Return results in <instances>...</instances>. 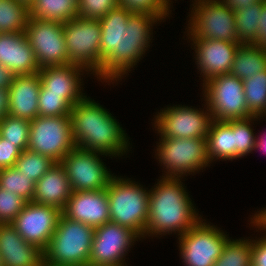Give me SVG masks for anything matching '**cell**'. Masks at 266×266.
<instances>
[{
    "instance_id": "cell-39",
    "label": "cell",
    "mask_w": 266,
    "mask_h": 266,
    "mask_svg": "<svg viewBox=\"0 0 266 266\" xmlns=\"http://www.w3.org/2000/svg\"><path fill=\"white\" fill-rule=\"evenodd\" d=\"M250 226L255 227L256 231L263 230L261 232H265L266 229L259 223H256L252 219L250 220ZM258 229V230H257ZM251 265L252 266H266V232L263 236H260L258 239L252 240V255H251Z\"/></svg>"
},
{
    "instance_id": "cell-35",
    "label": "cell",
    "mask_w": 266,
    "mask_h": 266,
    "mask_svg": "<svg viewBox=\"0 0 266 266\" xmlns=\"http://www.w3.org/2000/svg\"><path fill=\"white\" fill-rule=\"evenodd\" d=\"M171 0H118V7L127 9L132 13H148L156 15L160 20L166 21L171 16Z\"/></svg>"
},
{
    "instance_id": "cell-13",
    "label": "cell",
    "mask_w": 266,
    "mask_h": 266,
    "mask_svg": "<svg viewBox=\"0 0 266 266\" xmlns=\"http://www.w3.org/2000/svg\"><path fill=\"white\" fill-rule=\"evenodd\" d=\"M109 156L75 146L61 161L73 191L107 189L115 176L108 171L101 156Z\"/></svg>"
},
{
    "instance_id": "cell-41",
    "label": "cell",
    "mask_w": 266,
    "mask_h": 266,
    "mask_svg": "<svg viewBox=\"0 0 266 266\" xmlns=\"http://www.w3.org/2000/svg\"><path fill=\"white\" fill-rule=\"evenodd\" d=\"M252 43L266 51V1L263 2V9L258 25V36Z\"/></svg>"
},
{
    "instance_id": "cell-27",
    "label": "cell",
    "mask_w": 266,
    "mask_h": 266,
    "mask_svg": "<svg viewBox=\"0 0 266 266\" xmlns=\"http://www.w3.org/2000/svg\"><path fill=\"white\" fill-rule=\"evenodd\" d=\"M29 8L16 0H0V33L25 32Z\"/></svg>"
},
{
    "instance_id": "cell-30",
    "label": "cell",
    "mask_w": 266,
    "mask_h": 266,
    "mask_svg": "<svg viewBox=\"0 0 266 266\" xmlns=\"http://www.w3.org/2000/svg\"><path fill=\"white\" fill-rule=\"evenodd\" d=\"M243 238H229L213 266H252V240Z\"/></svg>"
},
{
    "instance_id": "cell-25",
    "label": "cell",
    "mask_w": 266,
    "mask_h": 266,
    "mask_svg": "<svg viewBox=\"0 0 266 266\" xmlns=\"http://www.w3.org/2000/svg\"><path fill=\"white\" fill-rule=\"evenodd\" d=\"M265 69L266 51L253 43H241L236 51L230 74L245 80Z\"/></svg>"
},
{
    "instance_id": "cell-17",
    "label": "cell",
    "mask_w": 266,
    "mask_h": 266,
    "mask_svg": "<svg viewBox=\"0 0 266 266\" xmlns=\"http://www.w3.org/2000/svg\"><path fill=\"white\" fill-rule=\"evenodd\" d=\"M194 48V58L202 85L208 80L230 74L236 51L241 43L219 41L214 39H190Z\"/></svg>"
},
{
    "instance_id": "cell-43",
    "label": "cell",
    "mask_w": 266,
    "mask_h": 266,
    "mask_svg": "<svg viewBox=\"0 0 266 266\" xmlns=\"http://www.w3.org/2000/svg\"><path fill=\"white\" fill-rule=\"evenodd\" d=\"M14 74L6 67L0 64V89L8 90L12 83Z\"/></svg>"
},
{
    "instance_id": "cell-32",
    "label": "cell",
    "mask_w": 266,
    "mask_h": 266,
    "mask_svg": "<svg viewBox=\"0 0 266 266\" xmlns=\"http://www.w3.org/2000/svg\"><path fill=\"white\" fill-rule=\"evenodd\" d=\"M56 162L47 156L26 149L22 151L14 167L36 183Z\"/></svg>"
},
{
    "instance_id": "cell-18",
    "label": "cell",
    "mask_w": 266,
    "mask_h": 266,
    "mask_svg": "<svg viewBox=\"0 0 266 266\" xmlns=\"http://www.w3.org/2000/svg\"><path fill=\"white\" fill-rule=\"evenodd\" d=\"M86 72L90 74L84 67L76 64L43 67L38 72L41 82L39 94H62L73 107L85 97L81 77Z\"/></svg>"
},
{
    "instance_id": "cell-37",
    "label": "cell",
    "mask_w": 266,
    "mask_h": 266,
    "mask_svg": "<svg viewBox=\"0 0 266 266\" xmlns=\"http://www.w3.org/2000/svg\"><path fill=\"white\" fill-rule=\"evenodd\" d=\"M118 7V0H78V17L100 20Z\"/></svg>"
},
{
    "instance_id": "cell-26",
    "label": "cell",
    "mask_w": 266,
    "mask_h": 266,
    "mask_svg": "<svg viewBox=\"0 0 266 266\" xmlns=\"http://www.w3.org/2000/svg\"><path fill=\"white\" fill-rule=\"evenodd\" d=\"M78 0H35L29 8L30 17L60 23L78 16Z\"/></svg>"
},
{
    "instance_id": "cell-24",
    "label": "cell",
    "mask_w": 266,
    "mask_h": 266,
    "mask_svg": "<svg viewBox=\"0 0 266 266\" xmlns=\"http://www.w3.org/2000/svg\"><path fill=\"white\" fill-rule=\"evenodd\" d=\"M207 153L212 162L235 159L234 120H212L206 136Z\"/></svg>"
},
{
    "instance_id": "cell-23",
    "label": "cell",
    "mask_w": 266,
    "mask_h": 266,
    "mask_svg": "<svg viewBox=\"0 0 266 266\" xmlns=\"http://www.w3.org/2000/svg\"><path fill=\"white\" fill-rule=\"evenodd\" d=\"M73 192L61 163H55L36 183L32 202L52 205L61 211Z\"/></svg>"
},
{
    "instance_id": "cell-22",
    "label": "cell",
    "mask_w": 266,
    "mask_h": 266,
    "mask_svg": "<svg viewBox=\"0 0 266 266\" xmlns=\"http://www.w3.org/2000/svg\"><path fill=\"white\" fill-rule=\"evenodd\" d=\"M41 88L39 73L14 75L9 91L8 115L34 120L38 116V96Z\"/></svg>"
},
{
    "instance_id": "cell-12",
    "label": "cell",
    "mask_w": 266,
    "mask_h": 266,
    "mask_svg": "<svg viewBox=\"0 0 266 266\" xmlns=\"http://www.w3.org/2000/svg\"><path fill=\"white\" fill-rule=\"evenodd\" d=\"M204 103L205 107L199 110L192 106H167L154 115L152 125L162 138H206L213 119Z\"/></svg>"
},
{
    "instance_id": "cell-15",
    "label": "cell",
    "mask_w": 266,
    "mask_h": 266,
    "mask_svg": "<svg viewBox=\"0 0 266 266\" xmlns=\"http://www.w3.org/2000/svg\"><path fill=\"white\" fill-rule=\"evenodd\" d=\"M140 237L131 229L114 222L96 227L92 241L89 265H124L125 256Z\"/></svg>"
},
{
    "instance_id": "cell-9",
    "label": "cell",
    "mask_w": 266,
    "mask_h": 266,
    "mask_svg": "<svg viewBox=\"0 0 266 266\" xmlns=\"http://www.w3.org/2000/svg\"><path fill=\"white\" fill-rule=\"evenodd\" d=\"M204 101L213 120L248 119L243 80L231 74L216 76L202 86Z\"/></svg>"
},
{
    "instance_id": "cell-14",
    "label": "cell",
    "mask_w": 266,
    "mask_h": 266,
    "mask_svg": "<svg viewBox=\"0 0 266 266\" xmlns=\"http://www.w3.org/2000/svg\"><path fill=\"white\" fill-rule=\"evenodd\" d=\"M25 35L40 69L69 64L63 23L29 17Z\"/></svg>"
},
{
    "instance_id": "cell-21",
    "label": "cell",
    "mask_w": 266,
    "mask_h": 266,
    "mask_svg": "<svg viewBox=\"0 0 266 266\" xmlns=\"http://www.w3.org/2000/svg\"><path fill=\"white\" fill-rule=\"evenodd\" d=\"M0 258L3 266H43V251L26 242L11 223L0 224Z\"/></svg>"
},
{
    "instance_id": "cell-29",
    "label": "cell",
    "mask_w": 266,
    "mask_h": 266,
    "mask_svg": "<svg viewBox=\"0 0 266 266\" xmlns=\"http://www.w3.org/2000/svg\"><path fill=\"white\" fill-rule=\"evenodd\" d=\"M263 2L234 11L236 36L241 43H252L258 36Z\"/></svg>"
},
{
    "instance_id": "cell-38",
    "label": "cell",
    "mask_w": 266,
    "mask_h": 266,
    "mask_svg": "<svg viewBox=\"0 0 266 266\" xmlns=\"http://www.w3.org/2000/svg\"><path fill=\"white\" fill-rule=\"evenodd\" d=\"M27 203L17 194L0 188V224L12 223Z\"/></svg>"
},
{
    "instance_id": "cell-5",
    "label": "cell",
    "mask_w": 266,
    "mask_h": 266,
    "mask_svg": "<svg viewBox=\"0 0 266 266\" xmlns=\"http://www.w3.org/2000/svg\"><path fill=\"white\" fill-rule=\"evenodd\" d=\"M94 230L61 214L56 231L43 251V266L88 265Z\"/></svg>"
},
{
    "instance_id": "cell-3",
    "label": "cell",
    "mask_w": 266,
    "mask_h": 266,
    "mask_svg": "<svg viewBox=\"0 0 266 266\" xmlns=\"http://www.w3.org/2000/svg\"><path fill=\"white\" fill-rule=\"evenodd\" d=\"M103 107L87 96L72 107L70 115L74 143L79 148L119 158L131 149L128 134Z\"/></svg>"
},
{
    "instance_id": "cell-49",
    "label": "cell",
    "mask_w": 266,
    "mask_h": 266,
    "mask_svg": "<svg viewBox=\"0 0 266 266\" xmlns=\"http://www.w3.org/2000/svg\"><path fill=\"white\" fill-rule=\"evenodd\" d=\"M261 225L266 229V219L261 223Z\"/></svg>"
},
{
    "instance_id": "cell-4",
    "label": "cell",
    "mask_w": 266,
    "mask_h": 266,
    "mask_svg": "<svg viewBox=\"0 0 266 266\" xmlns=\"http://www.w3.org/2000/svg\"><path fill=\"white\" fill-rule=\"evenodd\" d=\"M116 176L106 189L110 221L131 229L141 239H145L150 190L131 178Z\"/></svg>"
},
{
    "instance_id": "cell-11",
    "label": "cell",
    "mask_w": 266,
    "mask_h": 266,
    "mask_svg": "<svg viewBox=\"0 0 266 266\" xmlns=\"http://www.w3.org/2000/svg\"><path fill=\"white\" fill-rule=\"evenodd\" d=\"M205 221V222H204ZM179 253L185 266H213L230 238L217 225L201 219L186 233L177 237Z\"/></svg>"
},
{
    "instance_id": "cell-1",
    "label": "cell",
    "mask_w": 266,
    "mask_h": 266,
    "mask_svg": "<svg viewBox=\"0 0 266 266\" xmlns=\"http://www.w3.org/2000/svg\"><path fill=\"white\" fill-rule=\"evenodd\" d=\"M99 21L102 68L94 77L108 85L117 84L145 56L152 43L153 26L162 21L156 15L132 13L122 7L111 10Z\"/></svg>"
},
{
    "instance_id": "cell-7",
    "label": "cell",
    "mask_w": 266,
    "mask_h": 266,
    "mask_svg": "<svg viewBox=\"0 0 266 266\" xmlns=\"http://www.w3.org/2000/svg\"><path fill=\"white\" fill-rule=\"evenodd\" d=\"M190 7L192 10L186 26L188 39L241 43L236 36L234 10L220 0H194Z\"/></svg>"
},
{
    "instance_id": "cell-46",
    "label": "cell",
    "mask_w": 266,
    "mask_h": 266,
    "mask_svg": "<svg viewBox=\"0 0 266 266\" xmlns=\"http://www.w3.org/2000/svg\"><path fill=\"white\" fill-rule=\"evenodd\" d=\"M257 212H256V214L254 213V216L252 215L253 218L251 217L250 219H252L256 223L261 224L266 219V208H263Z\"/></svg>"
},
{
    "instance_id": "cell-48",
    "label": "cell",
    "mask_w": 266,
    "mask_h": 266,
    "mask_svg": "<svg viewBox=\"0 0 266 266\" xmlns=\"http://www.w3.org/2000/svg\"><path fill=\"white\" fill-rule=\"evenodd\" d=\"M86 266H96V265H86ZM106 266H109V265H106ZM110 266H128L127 264H124V265H110Z\"/></svg>"
},
{
    "instance_id": "cell-10",
    "label": "cell",
    "mask_w": 266,
    "mask_h": 266,
    "mask_svg": "<svg viewBox=\"0 0 266 266\" xmlns=\"http://www.w3.org/2000/svg\"><path fill=\"white\" fill-rule=\"evenodd\" d=\"M75 146L71 115L37 116L31 120L28 150L60 163Z\"/></svg>"
},
{
    "instance_id": "cell-36",
    "label": "cell",
    "mask_w": 266,
    "mask_h": 266,
    "mask_svg": "<svg viewBox=\"0 0 266 266\" xmlns=\"http://www.w3.org/2000/svg\"><path fill=\"white\" fill-rule=\"evenodd\" d=\"M72 106L62 94H39L38 116L54 117L70 115Z\"/></svg>"
},
{
    "instance_id": "cell-6",
    "label": "cell",
    "mask_w": 266,
    "mask_h": 266,
    "mask_svg": "<svg viewBox=\"0 0 266 266\" xmlns=\"http://www.w3.org/2000/svg\"><path fill=\"white\" fill-rule=\"evenodd\" d=\"M155 156L164 177H182L209 167L206 138H159Z\"/></svg>"
},
{
    "instance_id": "cell-40",
    "label": "cell",
    "mask_w": 266,
    "mask_h": 266,
    "mask_svg": "<svg viewBox=\"0 0 266 266\" xmlns=\"http://www.w3.org/2000/svg\"><path fill=\"white\" fill-rule=\"evenodd\" d=\"M20 154L21 151L14 144L0 136V169L14 166Z\"/></svg>"
},
{
    "instance_id": "cell-28",
    "label": "cell",
    "mask_w": 266,
    "mask_h": 266,
    "mask_svg": "<svg viewBox=\"0 0 266 266\" xmlns=\"http://www.w3.org/2000/svg\"><path fill=\"white\" fill-rule=\"evenodd\" d=\"M243 90L249 114L252 117H265L266 69L243 80Z\"/></svg>"
},
{
    "instance_id": "cell-47",
    "label": "cell",
    "mask_w": 266,
    "mask_h": 266,
    "mask_svg": "<svg viewBox=\"0 0 266 266\" xmlns=\"http://www.w3.org/2000/svg\"><path fill=\"white\" fill-rule=\"evenodd\" d=\"M16 1L25 4L28 8H30L35 0H16Z\"/></svg>"
},
{
    "instance_id": "cell-19",
    "label": "cell",
    "mask_w": 266,
    "mask_h": 266,
    "mask_svg": "<svg viewBox=\"0 0 266 266\" xmlns=\"http://www.w3.org/2000/svg\"><path fill=\"white\" fill-rule=\"evenodd\" d=\"M62 214L93 228L110 221V209L106 189L73 191Z\"/></svg>"
},
{
    "instance_id": "cell-31",
    "label": "cell",
    "mask_w": 266,
    "mask_h": 266,
    "mask_svg": "<svg viewBox=\"0 0 266 266\" xmlns=\"http://www.w3.org/2000/svg\"><path fill=\"white\" fill-rule=\"evenodd\" d=\"M0 188L31 202L34 197L35 183L12 166L0 169Z\"/></svg>"
},
{
    "instance_id": "cell-42",
    "label": "cell",
    "mask_w": 266,
    "mask_h": 266,
    "mask_svg": "<svg viewBox=\"0 0 266 266\" xmlns=\"http://www.w3.org/2000/svg\"><path fill=\"white\" fill-rule=\"evenodd\" d=\"M224 3L227 7L232 10H238L242 8H247L251 4H258L260 2H265L266 0H220Z\"/></svg>"
},
{
    "instance_id": "cell-34",
    "label": "cell",
    "mask_w": 266,
    "mask_h": 266,
    "mask_svg": "<svg viewBox=\"0 0 266 266\" xmlns=\"http://www.w3.org/2000/svg\"><path fill=\"white\" fill-rule=\"evenodd\" d=\"M263 117L234 120L235 160L253 153L256 136L252 123Z\"/></svg>"
},
{
    "instance_id": "cell-33",
    "label": "cell",
    "mask_w": 266,
    "mask_h": 266,
    "mask_svg": "<svg viewBox=\"0 0 266 266\" xmlns=\"http://www.w3.org/2000/svg\"><path fill=\"white\" fill-rule=\"evenodd\" d=\"M30 120L6 115L0 121V136L14 144L21 152L28 146Z\"/></svg>"
},
{
    "instance_id": "cell-44",
    "label": "cell",
    "mask_w": 266,
    "mask_h": 266,
    "mask_svg": "<svg viewBox=\"0 0 266 266\" xmlns=\"http://www.w3.org/2000/svg\"><path fill=\"white\" fill-rule=\"evenodd\" d=\"M9 109V91L0 89V121L8 115Z\"/></svg>"
},
{
    "instance_id": "cell-45",
    "label": "cell",
    "mask_w": 266,
    "mask_h": 266,
    "mask_svg": "<svg viewBox=\"0 0 266 266\" xmlns=\"http://www.w3.org/2000/svg\"><path fill=\"white\" fill-rule=\"evenodd\" d=\"M262 136L258 135L255 139V146L253 151H256L257 149L260 151L266 152V136L264 133H261Z\"/></svg>"
},
{
    "instance_id": "cell-2",
    "label": "cell",
    "mask_w": 266,
    "mask_h": 266,
    "mask_svg": "<svg viewBox=\"0 0 266 266\" xmlns=\"http://www.w3.org/2000/svg\"><path fill=\"white\" fill-rule=\"evenodd\" d=\"M160 177L154 188H150L145 238L173 233L180 236L202 219L182 182L183 177Z\"/></svg>"
},
{
    "instance_id": "cell-8",
    "label": "cell",
    "mask_w": 266,
    "mask_h": 266,
    "mask_svg": "<svg viewBox=\"0 0 266 266\" xmlns=\"http://www.w3.org/2000/svg\"><path fill=\"white\" fill-rule=\"evenodd\" d=\"M63 31L69 64L84 67L95 76L102 68L100 21L77 16L63 23Z\"/></svg>"
},
{
    "instance_id": "cell-16",
    "label": "cell",
    "mask_w": 266,
    "mask_h": 266,
    "mask_svg": "<svg viewBox=\"0 0 266 266\" xmlns=\"http://www.w3.org/2000/svg\"><path fill=\"white\" fill-rule=\"evenodd\" d=\"M62 211L52 205L28 202L11 223L26 242L44 251L56 231Z\"/></svg>"
},
{
    "instance_id": "cell-20",
    "label": "cell",
    "mask_w": 266,
    "mask_h": 266,
    "mask_svg": "<svg viewBox=\"0 0 266 266\" xmlns=\"http://www.w3.org/2000/svg\"><path fill=\"white\" fill-rule=\"evenodd\" d=\"M0 64L14 75L39 72L35 53L25 32L0 33Z\"/></svg>"
}]
</instances>
